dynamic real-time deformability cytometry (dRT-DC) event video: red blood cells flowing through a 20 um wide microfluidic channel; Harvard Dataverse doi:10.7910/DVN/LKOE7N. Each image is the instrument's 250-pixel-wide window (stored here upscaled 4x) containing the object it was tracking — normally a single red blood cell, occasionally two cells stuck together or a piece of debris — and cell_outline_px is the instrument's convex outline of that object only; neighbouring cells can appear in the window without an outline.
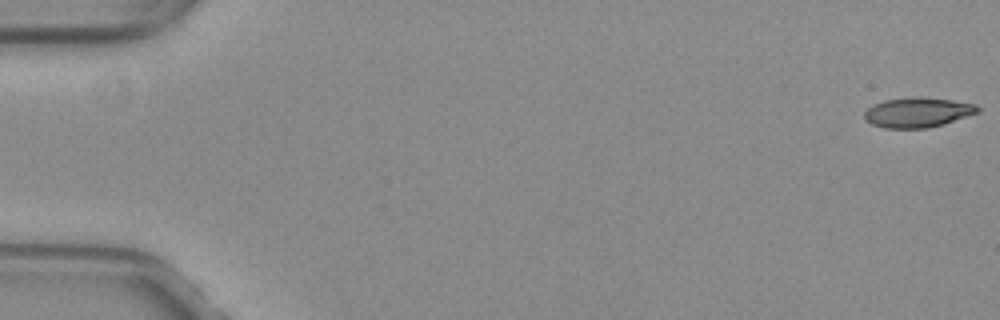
{"species": "common noctule bat (a hibernating species)", "species_latin": "Nyctalus noctula", "temperature_condition": "warm", "stored_images_in_passage": 53, "camera_frame_rate_fps": 3000, "um_per_image_px": 0.085, "animal": {"sex": "female", "body_mass_g": 29.2, "forearm_length_mm": 56.3}, "frame": {"image": 1, "passage_image": 1, "time_ms": 0.0, "image_size_px": [1000, 320], "cell_outline_px": [[980, 112], [944, 124], [928, 128], [884, 128], [872, 124], [864, 120], [864, 112], [872, 104], [884, 100], [912, 96], [924, 96], [952, 100], [976, 104], [980, 108]], "centroid_in_image_um": [78.0, 9.54], "position_along_channel_um": 7.0, "area_um2": 20.11}}
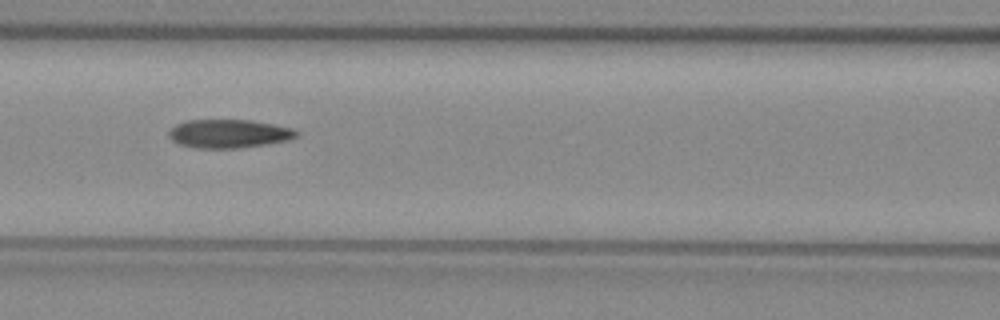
{"frame": {"image": 2, "passage_image": 24, "time_ms": 7.667, "image_size_px": [1000, 320], "cell_outline_px": [[300, 132], [292, 140], [268, 144], [240, 148], [196, 148], [180, 144], [172, 140], [168, 136], [168, 132], [176, 124], [188, 120], [248, 120], [276, 124], [292, 128]], "centroid_in_image_um": [19.5, 11.36], "position_along_channel_um": 147.1, "area_um2": 21.39}}
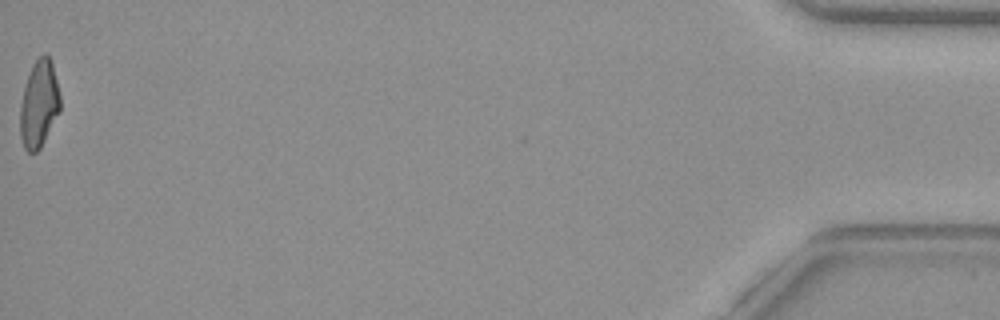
{"frame": {"image": 3, "passage_image": 53, "time_ms": 17.333, "image_size_px": [1000, 320], "cell_outline_px": [[60, 112], [40, 148], [36, 152], [28, 152], [24, 148], [20, 136], [20, 104], [24, 88], [32, 64], [44, 52], [52, 60], [60, 96]], "centroid_in_image_um": [3.32, 8.83], "position_along_channel_um": 431.9, "area_um2": 20.4}, "authors_computed_cell_mechanics": {"area_um2": 20.9814, "velocity_mm_per_s": 4.0184, "shape_relaxation_time_tau1_ms": null, "shape_relaxation_time_tau2_ms": 2.7084, "deformation_change_tau1": null, "deformation_change_tau2": 0.1113}}